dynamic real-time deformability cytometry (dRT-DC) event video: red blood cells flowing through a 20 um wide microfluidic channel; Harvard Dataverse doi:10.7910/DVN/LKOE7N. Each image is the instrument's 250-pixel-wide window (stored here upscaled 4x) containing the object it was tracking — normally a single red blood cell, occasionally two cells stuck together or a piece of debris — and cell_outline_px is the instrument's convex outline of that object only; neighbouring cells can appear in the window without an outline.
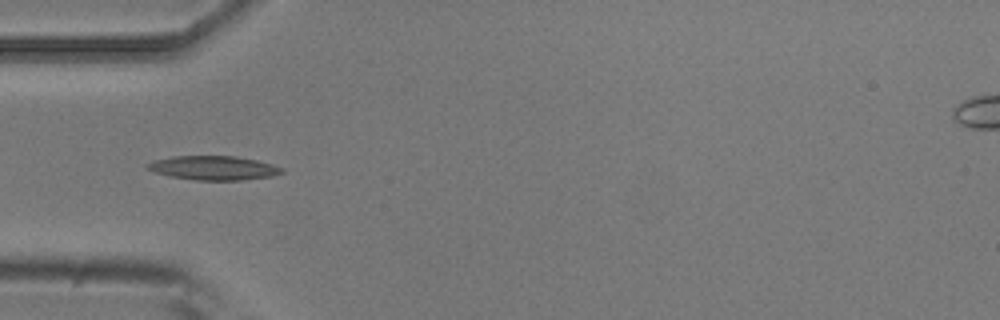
{"species": "common noctule bat (a hibernating species)", "species_latin": "Nyctalus noctula", "temperature_condition": "room temperature", "stored_images_in_passage": 4, "camera_frame_rate_fps": 3000, "um_per_image_px": 0.085, "animal": {"sex": "male", "body_mass_g": 20.5, "forearm_length_mm": 52.5}, "frame": {"image": 1, "passage_image": 3, "time_ms": 0.667, "image_size_px": [1000, 320], "cell_outline_px": [[284, 172], [272, 176], [240, 180], [196, 180], [168, 176], [144, 168], [144, 164], [152, 160], [172, 156], [236, 156], [256, 160], [272, 164], [284, 168]], "centroid_in_image_um": [18.1, 14.27], "position_along_channel_um": 66.9, "area_um2": 19.02}}
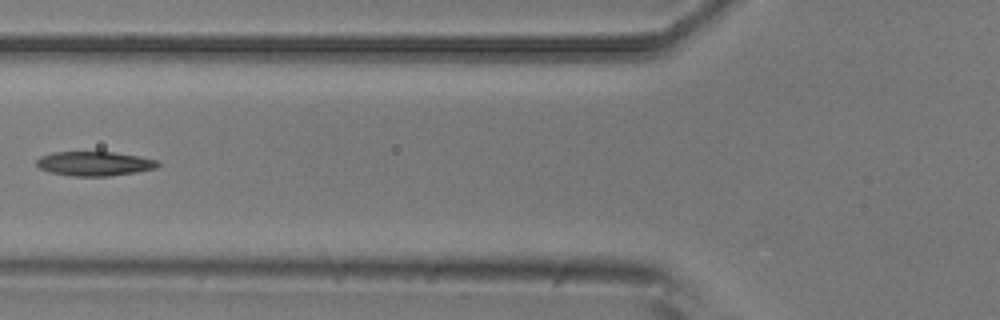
{"frame": {"image": 2, "passage_image": 4, "time_ms": 1.0, "image_size_px": [1000, 320], "cell_outline_px": [[160, 164], [156, 168], [136, 172], [108, 176], [72, 176], [48, 172], [40, 168], [36, 164], [36, 160], [40, 156], [52, 152], [112, 152], [140, 156], [160, 160]], "centroid_in_image_um": [8.03, 13.9], "position_along_channel_um": 117.8, "area_um2": 17.34}}